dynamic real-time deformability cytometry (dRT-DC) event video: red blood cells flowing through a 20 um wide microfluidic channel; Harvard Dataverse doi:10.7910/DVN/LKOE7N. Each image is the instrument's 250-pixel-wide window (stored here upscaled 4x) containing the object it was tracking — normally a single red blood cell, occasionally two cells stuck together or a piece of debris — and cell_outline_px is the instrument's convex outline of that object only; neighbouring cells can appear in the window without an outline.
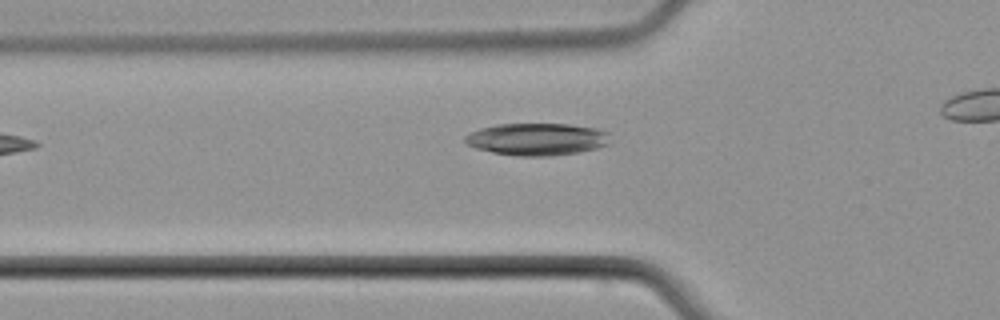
{"species": "common noctule bat (a hibernating species)", "species_latin": "Nyctalus noctula", "temperature_condition": "cold", "stored_images_in_passage": 3, "segment_of_instrument_passage": [1, 2], "camera_frame_rate_fps": 3000, "um_per_image_px": 0.085, "animal": {"sex": "male", "body_mass_g": 21.5, "forearm_length_mm": 52.0}, "frame": {"image": 1, "passage_image": 2, "time_ms": 1.333, "image_size_px": [1000, 320], "cell_outline_px": [[608, 144], [596, 148], [580, 152], [552, 156], [516, 156], [492, 152], [476, 148], [468, 144], [464, 140], [464, 136], [480, 128], [496, 124], [568, 124], [596, 128], [608, 132]], "centroid_in_image_um": [45.63, 11.83], "position_along_channel_um": 80.2, "area_um2": 27.22}}